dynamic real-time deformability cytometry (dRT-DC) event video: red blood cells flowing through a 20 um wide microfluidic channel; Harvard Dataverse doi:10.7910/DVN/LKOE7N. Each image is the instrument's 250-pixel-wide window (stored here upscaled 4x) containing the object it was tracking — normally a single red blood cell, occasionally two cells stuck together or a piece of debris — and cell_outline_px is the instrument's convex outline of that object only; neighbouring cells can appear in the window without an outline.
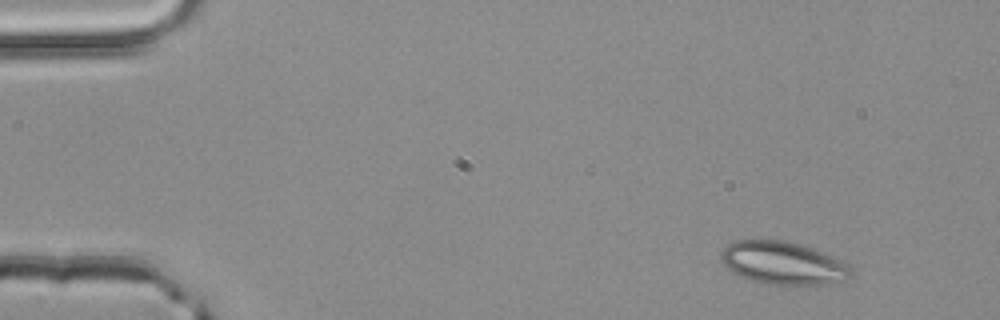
{"species": "common noctule bat (a hibernating species)", "species_latin": "Nyctalus noctula", "temperature_condition": "room temperature", "stored_images_in_passage": 3, "camera_frame_rate_fps": 3000, "um_per_image_px": 0.085, "animal": {"sex": "male", "body_mass_g": 20.4}, "frame": {"image": 1, "passage_image": 1, "time_ms": 0.0, "image_size_px": [1000, 320], "cell_outline_px": [[852, 268], [848, 276], [844, 280], [828, 284], [768, 284], [752, 280], [740, 276], [732, 272], [724, 264], [720, 256], [720, 252], [728, 244], [736, 240], [784, 240], [820, 252], [840, 260]], "centroid_in_image_um": [66.49, 22.36], "position_along_channel_um": 18.5, "area_um2": 31.73}}